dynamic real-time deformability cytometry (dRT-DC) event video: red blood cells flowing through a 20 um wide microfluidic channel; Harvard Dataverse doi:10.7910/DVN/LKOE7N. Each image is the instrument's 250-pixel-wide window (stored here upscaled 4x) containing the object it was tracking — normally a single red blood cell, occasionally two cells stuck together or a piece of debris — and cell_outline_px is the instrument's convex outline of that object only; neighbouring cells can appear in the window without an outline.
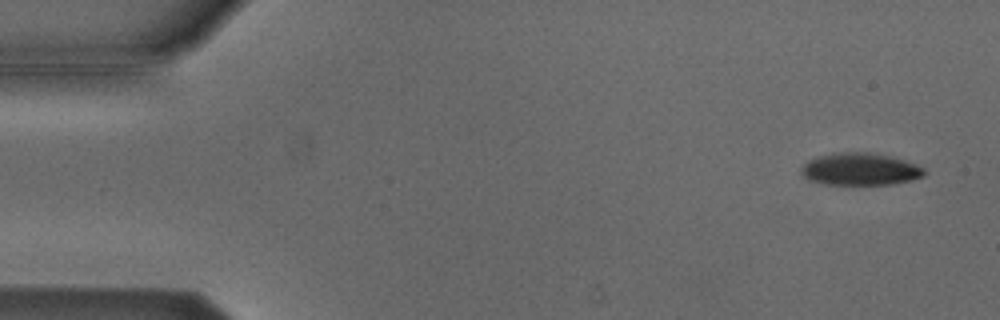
{"species": "Egyptian fruit bat (a non-hibernating species)", "species_latin": "Rousettus aegyptiacus", "temperature_condition": "cold", "stored_images_in_passage": 5, "camera_frame_rate_fps": 3000, "um_per_image_px": 0.085, "animal": {"sex": "male"}, "frame": {"image": 1, "passage_image": 1, "time_ms": 0.0, "image_size_px": [1000, 320], "cell_outline_px": [[928, 172], [924, 176], [912, 180], [892, 184], [824, 184], [812, 180], [804, 176], [800, 172], [800, 168], [808, 160], [820, 156], [844, 152], [864, 152], [888, 156], [916, 164], [924, 168]], "centroid_in_image_um": [73.14, 14.39], "position_along_channel_um": 11.9, "area_um2": 22.83}}